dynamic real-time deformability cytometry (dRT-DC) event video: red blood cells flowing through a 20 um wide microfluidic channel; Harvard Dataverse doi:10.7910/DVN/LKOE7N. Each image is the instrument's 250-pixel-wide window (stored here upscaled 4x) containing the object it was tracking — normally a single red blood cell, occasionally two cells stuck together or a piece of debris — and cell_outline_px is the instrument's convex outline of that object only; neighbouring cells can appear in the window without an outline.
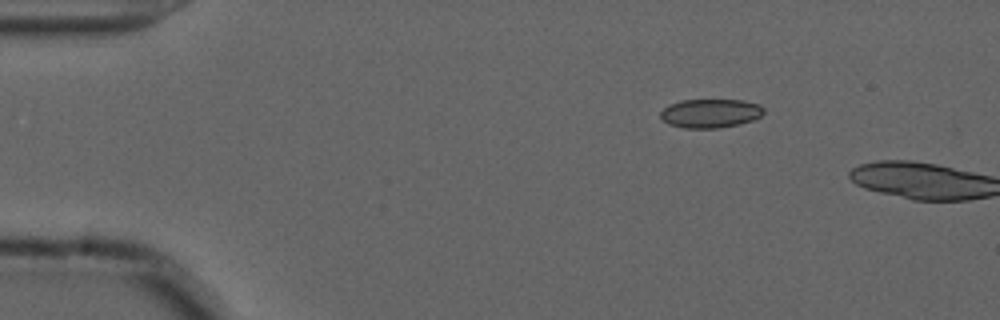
{"species": "common noctule bat (a hibernating species)", "species_latin": "Nyctalus noctula", "temperature_condition": "cold", "stored_images_in_passage": 3, "camera_frame_rate_fps": 3000, "um_per_image_px": 0.085, "animal": {"sex": "male", "forearm_length_mm": 52.5}, "frame": {"image": 1, "passage_image": 1, "time_ms": 0.0, "image_size_px": [1000, 320], "cell_outline_px": [[764, 112], [760, 116], [752, 120], [740, 124], [716, 128], [684, 128], [668, 124], [660, 116], [660, 112], [668, 104], [680, 100], [744, 100], [760, 104], [764, 108]], "centroid_in_image_um": [60.38, 9.62], "position_along_channel_um": 24.6, "area_um2": 17.46}}